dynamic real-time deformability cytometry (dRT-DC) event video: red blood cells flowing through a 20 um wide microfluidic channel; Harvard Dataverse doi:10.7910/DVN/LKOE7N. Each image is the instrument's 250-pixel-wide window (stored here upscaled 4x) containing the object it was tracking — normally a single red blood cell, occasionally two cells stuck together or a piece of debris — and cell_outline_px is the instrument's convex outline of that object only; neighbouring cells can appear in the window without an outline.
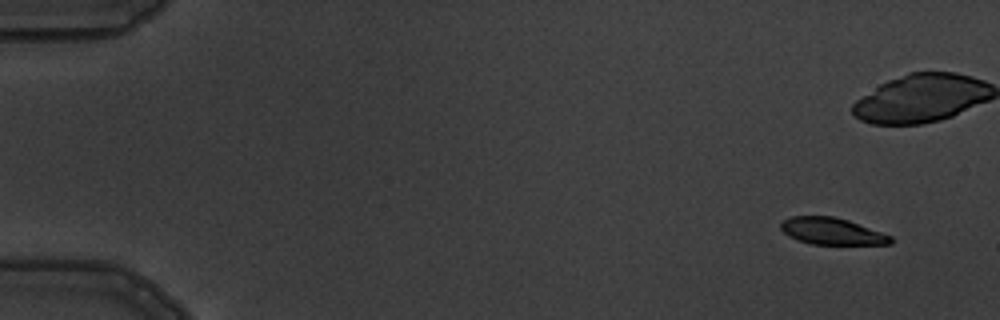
{"species": "common noctule bat (a hibernating species)", "species_latin": "Nyctalus noctula", "temperature_condition": "warm", "stored_images_in_passage": 6, "camera_frame_rate_fps": 3000, "um_per_image_px": 0.085, "animal": {"sex": "male", "body_mass_g": 19.5, "forearm_length_mm": 54.6}, "frame": {"image": 1, "passage_image": 1, "time_ms": 0.0, "image_size_px": [1000, 320], "cell_outline_px": [[892, 244], [812, 244], [788, 236], [780, 228], [780, 224], [784, 220], [792, 216], [832, 216], [848, 220], [892, 236]], "centroid_in_image_um": [70.71, 19.65], "position_along_channel_um": 14.3, "area_um2": 16.94}}